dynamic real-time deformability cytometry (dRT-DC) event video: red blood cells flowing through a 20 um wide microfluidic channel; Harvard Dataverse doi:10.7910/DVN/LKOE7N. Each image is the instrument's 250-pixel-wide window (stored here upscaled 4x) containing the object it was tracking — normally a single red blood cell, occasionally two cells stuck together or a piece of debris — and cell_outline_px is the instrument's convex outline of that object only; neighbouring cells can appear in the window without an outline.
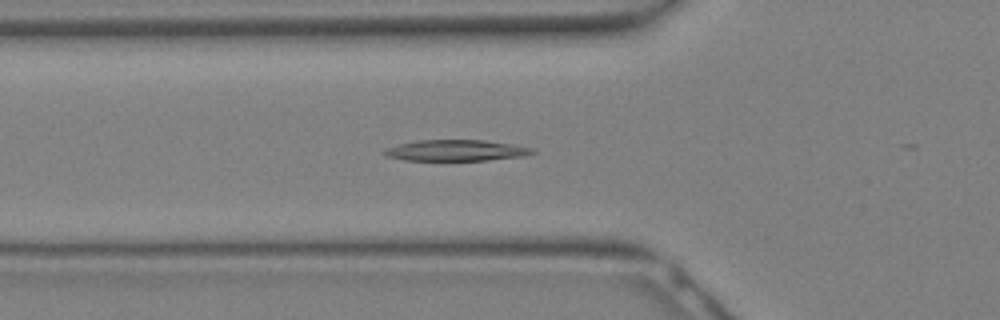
{"species": "Egyptian fruit bat (a non-hibernating species)", "species_latin": "Rousettus aegyptiacus", "temperature_condition": "warm", "stored_images_in_passage": 9, "camera_frame_rate_fps": 3000, "um_per_image_px": 0.085, "animal": {"sex": "female"}, "frame": {"image": 1, "passage_image": 6, "time_ms": 1.667, "image_size_px": [1000, 320], "cell_outline_px": [[536, 152], [524, 156], [488, 160], [404, 160], [388, 156], [380, 152], [384, 148], [416, 140], [484, 140], [532, 148]], "centroid_in_image_um": [38.71, 12.78], "position_along_channel_um": 87.1, "area_um2": 18.03}}
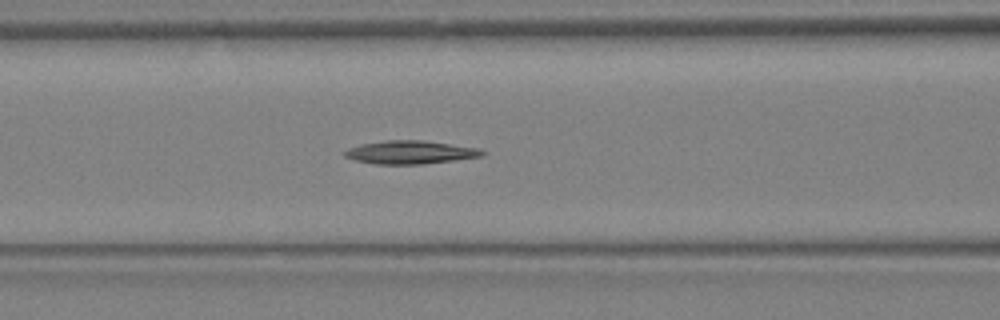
{"frame": {"image": 2, "passage_image": 8, "time_ms": 2.333, "image_size_px": [1000, 320], "cell_outline_px": [[484, 152], [480, 156], [452, 160], [420, 164], [376, 164], [356, 160], [344, 156], [344, 152], [348, 148], [360, 144], [384, 140], [424, 140], [476, 148]], "centroid_in_image_um": [34.78, 12.93], "position_along_channel_um": 131.8, "area_um2": 18.26}}